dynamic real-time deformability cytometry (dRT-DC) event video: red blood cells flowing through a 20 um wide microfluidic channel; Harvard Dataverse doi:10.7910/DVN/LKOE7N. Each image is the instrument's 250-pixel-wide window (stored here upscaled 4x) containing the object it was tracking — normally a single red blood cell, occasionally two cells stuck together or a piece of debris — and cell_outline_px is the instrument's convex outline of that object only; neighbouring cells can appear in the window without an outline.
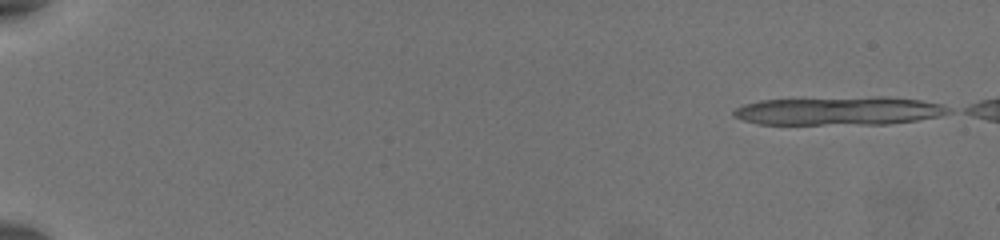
{"species": "common noctule bat (a hibernating species)", "species_latin": "Nyctalus noctula", "temperature_condition": "warm", "stored_images_in_passage": 14, "camera_frame_rate_fps": 3000, "um_per_image_px": 0.085, "animal": {"sex": "female", "body_mass_g": 19.5, "forearm_length_mm": 54.1}, "frame": {"image": 1, "passage_image": 1, "time_ms": 0.0, "image_size_px": [1000, 240], "cell_outline_px": [[952, 112], [940, 116], [916, 120], [888, 124], [756, 124], [744, 120], [736, 116], [732, 112], [736, 108], [744, 104], [760, 100], [876, 96], [880, 96], [920, 100], [940, 104], [952, 108]], "centroid_in_image_um": [71.35, 9.42], "position_along_channel_um": 13.6, "area_um2": 35.72}}